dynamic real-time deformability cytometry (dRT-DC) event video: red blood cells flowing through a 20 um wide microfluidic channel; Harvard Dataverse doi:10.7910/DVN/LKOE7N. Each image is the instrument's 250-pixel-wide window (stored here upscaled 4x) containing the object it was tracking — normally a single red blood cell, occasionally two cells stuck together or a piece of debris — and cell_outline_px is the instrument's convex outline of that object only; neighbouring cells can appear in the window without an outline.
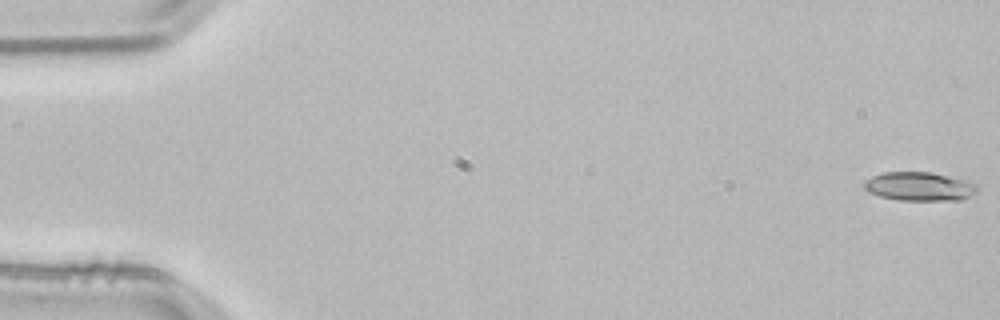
{"species": "common noctule bat (a hibernating species)", "species_latin": "Nyctalus noctula", "temperature_condition": "room temperature", "stored_images_in_passage": 13, "camera_frame_rate_fps": 3000, "um_per_image_px": 0.085, "animal": {"sex": "male", "body_mass_g": 21.5, "forearm_length_mm": 52.0}, "frame": {"image": 1, "passage_image": 1, "time_ms": 0.0, "image_size_px": [1000, 320], "cell_outline_px": [[980, 188], [972, 196], [960, 200], [900, 200], [880, 196], [868, 192], [864, 188], [864, 180], [872, 176], [884, 172], [932, 172], [964, 180], [976, 184]], "centroid_in_image_um": [78.15, 15.85], "position_along_channel_um": 6.8, "area_um2": 19.02}}